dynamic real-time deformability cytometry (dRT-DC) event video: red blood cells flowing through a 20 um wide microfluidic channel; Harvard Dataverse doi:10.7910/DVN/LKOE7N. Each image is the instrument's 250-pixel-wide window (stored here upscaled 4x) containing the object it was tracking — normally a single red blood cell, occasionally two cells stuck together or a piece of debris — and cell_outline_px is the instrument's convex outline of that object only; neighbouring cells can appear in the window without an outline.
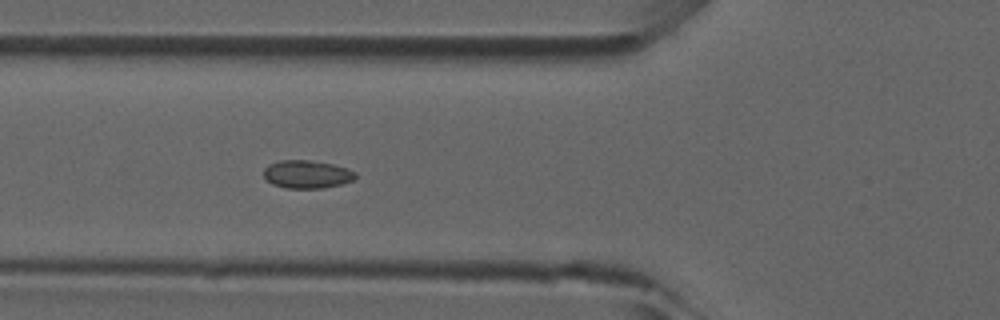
{"species": "common noctule bat (a hibernating species)", "species_latin": "Nyctalus noctula", "temperature_condition": "room temperature", "stored_images_in_passage": 32, "camera_frame_rate_fps": 3000, "um_per_image_px": 0.085, "animal": {"sex": "male", "forearm_length_mm": 52.5}, "frame": {"image": 1, "passage_image": 9, "time_ms": 2.667, "image_size_px": [1000, 320], "cell_outline_px": [[356, 176], [352, 180], [340, 184], [320, 188], [288, 188], [272, 184], [264, 176], [264, 168], [268, 164], [280, 160], [308, 160], [332, 164], [348, 168], [356, 172]], "centroid_in_image_um": [26.08, 14.8], "position_along_channel_um": 99.7, "area_um2": 14.85}}